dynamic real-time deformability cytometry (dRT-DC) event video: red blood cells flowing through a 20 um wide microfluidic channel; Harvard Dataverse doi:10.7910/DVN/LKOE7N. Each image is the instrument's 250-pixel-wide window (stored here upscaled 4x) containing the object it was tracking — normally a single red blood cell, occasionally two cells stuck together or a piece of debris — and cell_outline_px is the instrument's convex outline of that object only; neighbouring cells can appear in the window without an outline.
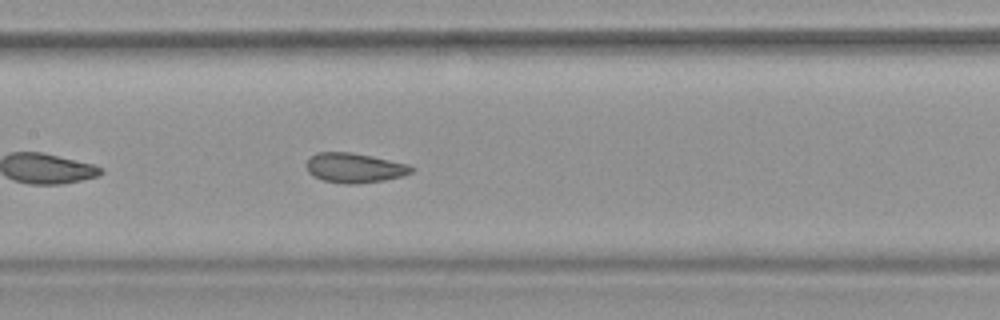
{"species": "common noctule bat (a hibernating species)", "species_latin": "Nyctalus noctula", "temperature_condition": "warm", "stored_images_in_passage": 38, "camera_frame_rate_fps": 3000, "um_per_image_px": 0.085, "animal": {"sex": "female", "body_mass_g": 19.9}, "frame": {"image": 1, "passage_image": 12, "time_ms": 3.667, "image_size_px": [1000, 320], "cell_outline_px": [[416, 168], [412, 172], [400, 176], [384, 180], [356, 184], [344, 184], [324, 180], [312, 176], [308, 172], [304, 164], [316, 152], [352, 152], [372, 156], [408, 164]], "centroid_in_image_um": [30.11, 14.26], "position_along_channel_um": 177.3, "area_um2": 18.26}, "authors_computed_cell_mechanics": {"area_um2": 18.5827, "velocity_mm_per_s": 3.763, "shape_relaxation_time_tau1_ms": null, "shape_relaxation_time_tau2_ms": 1.0521, "deformation_change_tau1": null, "deformation_change_tau2": 0.0659}}